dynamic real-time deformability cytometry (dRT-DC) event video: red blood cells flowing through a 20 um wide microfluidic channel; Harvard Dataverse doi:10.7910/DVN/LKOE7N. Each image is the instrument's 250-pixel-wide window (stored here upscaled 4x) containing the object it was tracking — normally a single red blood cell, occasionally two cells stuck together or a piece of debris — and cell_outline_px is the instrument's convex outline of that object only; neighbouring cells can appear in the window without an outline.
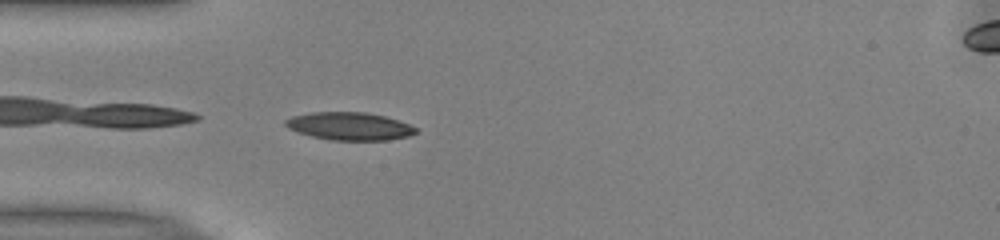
{"species": "common noctule bat (a hibernating species)", "species_latin": "Nyctalus noctula", "temperature_condition": "warm", "stored_images_in_passage": 37, "camera_frame_rate_fps": 3000, "um_per_image_px": 0.085, "animal": {"sex": "male", "body_mass_g": 13.0, "forearm_length_mm": 53.1}, "frame": {"image": 1, "passage_image": 1, "time_ms": 0.0, "image_size_px": [1000, 240], "cell_outline_px": [[416, 132], [408, 136], [388, 140], [332, 140], [312, 136], [296, 132], [288, 128], [284, 124], [284, 120], [292, 116], [312, 112], [364, 112], [384, 116], [408, 124], [416, 128]], "centroid_in_image_um": [29.65, 10.72], "position_along_channel_um": 55.3, "area_um2": 20.98}}
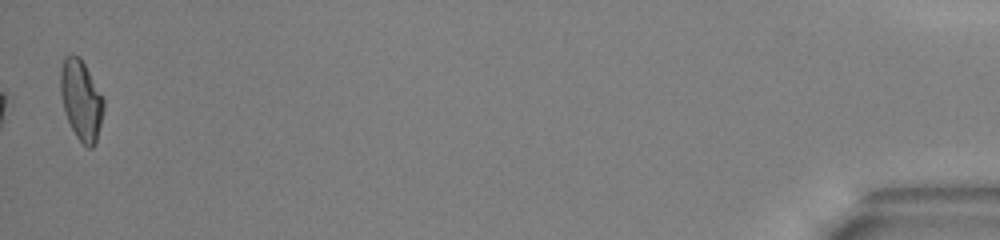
{"frame": {"image": 2, "passage_image": 37, "time_ms": 12.0, "image_size_px": [1000, 240], "cell_outline_px": [[104, 108], [96, 144], [92, 148], [88, 148], [76, 136], [64, 112], [60, 92], [60, 68], [64, 56], [72, 52], [80, 56], [104, 96]], "centroid_in_image_um": [6.9, 8.44], "position_along_channel_um": 428.3, "area_um2": 20.58}, "authors_computed_cell_mechanics": {"area_um2": 20.4034, "velocity_mm_per_s": 3.9797, "shape_relaxation_time_tau1_ms": 5.2208, "shape_relaxation_time_tau2_ms": 2.4067, "deformation_change_tau1": 0.1682, "deformation_change_tau2": 0.0876}}